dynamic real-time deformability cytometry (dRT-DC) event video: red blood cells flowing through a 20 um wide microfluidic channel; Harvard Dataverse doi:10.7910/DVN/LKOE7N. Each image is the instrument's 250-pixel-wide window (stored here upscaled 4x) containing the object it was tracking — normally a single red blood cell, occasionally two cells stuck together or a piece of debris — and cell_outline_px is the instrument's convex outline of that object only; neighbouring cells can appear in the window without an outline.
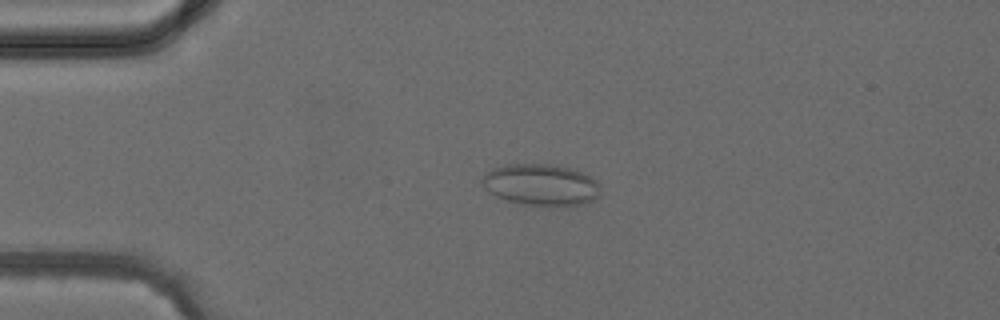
{"species": "common noctule bat (a hibernating species)", "species_latin": "Nyctalus noctula", "temperature_condition": "cold", "stored_images_in_passage": 3, "camera_frame_rate_fps": 3000, "um_per_image_px": 0.085, "animal": {"sex": "female", "body_mass_g": 24.6, "forearm_length_mm": 56.2}, "frame": {"image": 1, "passage_image": 2, "time_ms": 1.333, "image_size_px": [1000, 320], "cell_outline_px": [[600, 196], [596, 200], [580, 204], [528, 204], [508, 200], [496, 196], [484, 188], [480, 184], [480, 180], [492, 168], [504, 164], [548, 164], [568, 168], [584, 172], [592, 176], [600, 184]], "centroid_in_image_um": [46.0, 15.67], "position_along_channel_um": 39.0, "area_um2": 28.38}}